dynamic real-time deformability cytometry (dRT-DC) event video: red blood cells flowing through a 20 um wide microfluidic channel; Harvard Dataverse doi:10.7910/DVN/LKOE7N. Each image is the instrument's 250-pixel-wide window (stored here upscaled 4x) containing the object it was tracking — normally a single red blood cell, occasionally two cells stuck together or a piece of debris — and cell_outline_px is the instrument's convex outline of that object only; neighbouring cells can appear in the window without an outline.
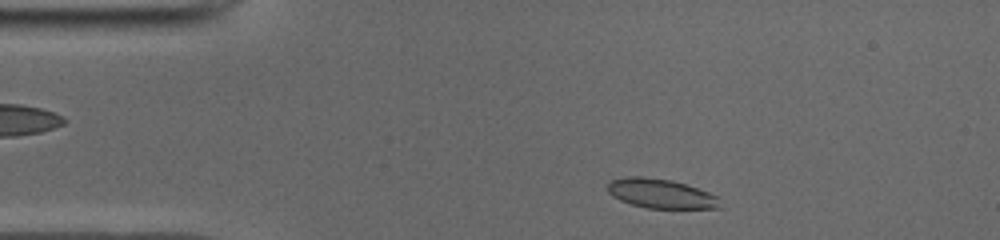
{"species": "common noctule bat (a hibernating species)", "species_latin": "Nyctalus noctula", "temperature_condition": "cold", "stored_images_in_passage": 45, "camera_frame_rate_fps": 3000, "um_per_image_px": 0.085, "animal": {"sex": "male", "body_mass_g": 19.0, "forearm_length_mm": 50.8}, "frame": {"image": 1, "passage_image": 3, "time_ms": 0.667, "image_size_px": [1000, 240], "cell_outline_px": [[724, 208], [648, 208], [632, 204], [620, 200], [612, 196], [608, 192], [608, 184], [612, 180], [628, 176], [640, 176], [672, 180], [708, 192], [716, 196]], "centroid_in_image_um": [56.17, 16.46], "position_along_channel_um": 28.8, "area_um2": 19.07}}
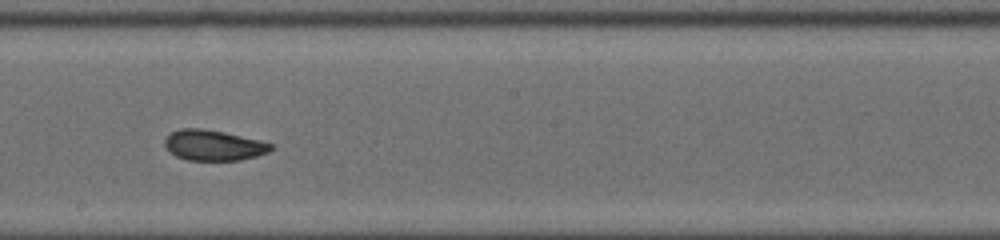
{"frame": {"image": 2, "passage_image": 22, "time_ms": 7.0, "image_size_px": [1000, 240], "cell_outline_px": [[272, 148], [268, 152], [256, 156], [240, 160], [188, 160], [176, 156], [164, 144], [164, 140], [172, 132], [180, 128], [200, 128], [224, 132], [260, 140], [272, 144]], "centroid_in_image_um": [18.16, 12.34], "position_along_channel_um": 230.0, "area_um2": 18.67}}
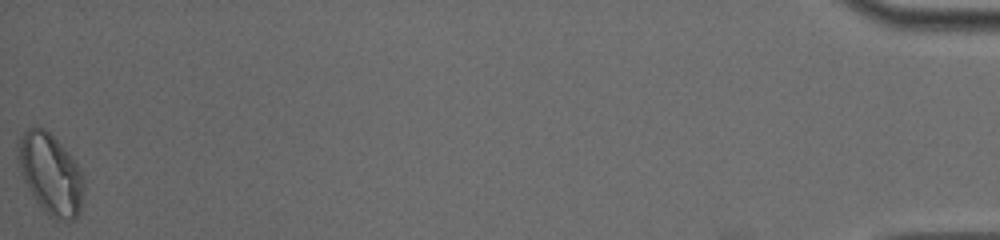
{"frame": {"image": 3, "passage_image": 45, "time_ms": 14.667, "image_size_px": [1000, 240], "cell_outline_px": [[80, 212], [72, 220], [56, 220], [48, 216], [44, 212], [28, 188], [20, 172], [16, 156], [20, 140], [24, 132], [28, 128], [44, 128], [60, 144], [80, 168]], "centroid_in_image_um": [4.23, 14.8], "position_along_channel_um": 431.0, "area_um2": 29.94}, "authors_computed_cell_mechanics": {"area_um2": 19.941, "velocity_mm_per_s": 3.9377, "shape_relaxation_time_tau1_ms": null, "shape_relaxation_time_tau2_ms": 1.6509, "deformation_change_tau1": null, "deformation_change_tau2": 0.0647}}